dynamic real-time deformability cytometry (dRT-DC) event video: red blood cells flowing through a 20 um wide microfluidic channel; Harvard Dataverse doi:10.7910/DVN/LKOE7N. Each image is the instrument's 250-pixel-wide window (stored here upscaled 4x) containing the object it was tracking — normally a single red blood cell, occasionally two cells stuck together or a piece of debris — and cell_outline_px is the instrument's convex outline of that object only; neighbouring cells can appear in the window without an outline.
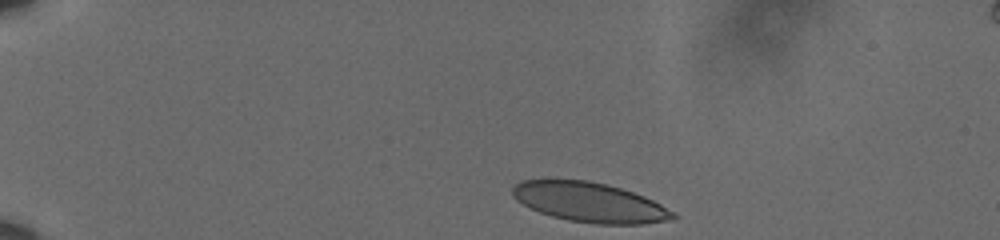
{"species": "human", "species_latin": "Homo sapiens", "temperature_condition": "cold", "stored_images_in_passage": 40, "camera_frame_rate_fps": 3000, "um_per_image_px": 0.085, "donor": {"sex": "male"}, "frame": {"image": 1, "passage_image": 1, "time_ms": 0.0, "image_size_px": [1000, 240], "cell_outline_px": [[680, 216], [668, 220], [644, 224], [596, 224], [568, 220], [552, 216], [540, 212], [516, 200], [512, 196], [512, 188], [520, 180], [548, 176], [588, 180], [608, 184], [644, 196], [676, 212]], "centroid_in_image_um": [50.06, 17.14], "position_along_channel_um": 34.9, "area_um2": 38.03}}
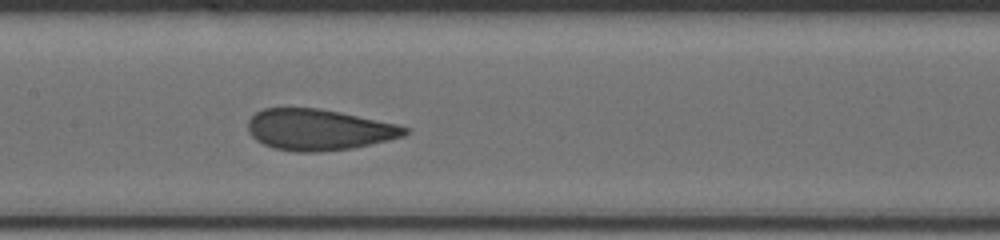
{"frame": {"image": 2, "passage_image": 18, "time_ms": 5.667, "image_size_px": [1000, 240], "cell_outline_px": [[408, 132], [404, 136], [388, 140], [352, 148], [320, 152], [296, 152], [276, 148], [264, 144], [256, 140], [248, 132], [248, 120], [256, 112], [264, 108], [320, 108], [340, 112], [396, 124], [408, 128]], "centroid_in_image_um": [27.07, 11.02], "position_along_channel_um": 180.3, "area_um2": 37.4}}
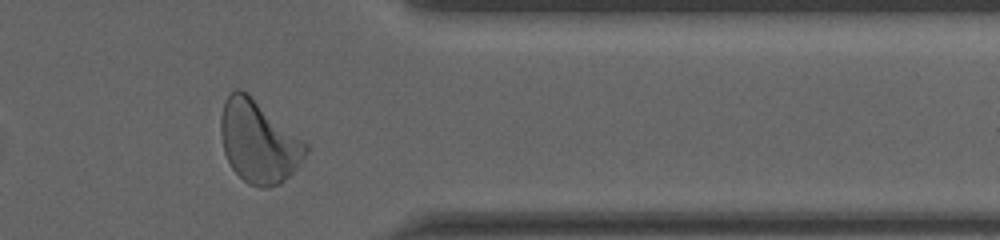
{"frame": {"image": 3, "passage_image": 35, "time_ms": 11.333, "image_size_px": [1000, 240], "cell_outline_px": [[308, 148], [300, 164], [280, 184], [268, 188], [260, 188], [248, 184], [232, 168], [224, 152], [220, 132], [220, 116], [224, 100], [236, 88], [240, 88], [248, 92], [304, 140], [308, 144]], "centroid_in_image_um": [21.97, 12.02], "position_along_channel_um": 389.4, "area_um2": 40.92}, "authors_computed_cell_mechanics": {"area_um2": 38.1769, "velocity_mm_per_s": 3.6121, "shape_relaxation_time_tau1_ms": 4.9397, "shape_relaxation_time_tau2_ms": 0.814, "deformation_change_tau1": 0.1606, "deformation_change_tau2": 0.0726}}